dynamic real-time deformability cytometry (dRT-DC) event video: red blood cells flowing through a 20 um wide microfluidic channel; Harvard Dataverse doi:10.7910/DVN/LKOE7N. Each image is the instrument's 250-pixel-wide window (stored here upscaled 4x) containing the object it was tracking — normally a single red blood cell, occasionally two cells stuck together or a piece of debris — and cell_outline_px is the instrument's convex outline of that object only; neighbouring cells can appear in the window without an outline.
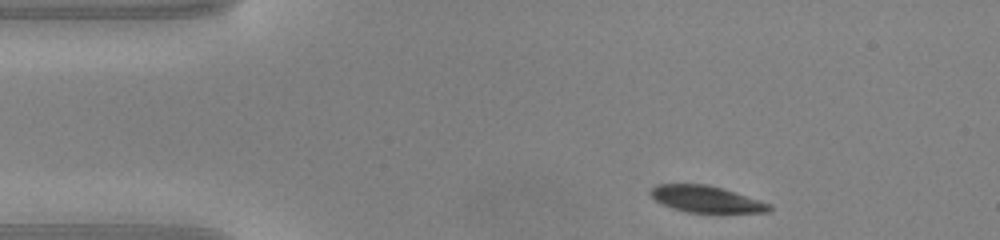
{"species": "common noctule bat (a hibernating species)", "species_latin": "Nyctalus noctula", "temperature_condition": "warm", "stored_images_in_passage": 42, "camera_frame_rate_fps": 3000, "um_per_image_px": 0.085, "animal": {"sex": "male", "body_mass_g": 20.0, "forearm_length_mm": 53.3}, "frame": {"image": 1, "passage_image": 1, "time_ms": 0.0, "image_size_px": [1000, 240], "cell_outline_px": [[772, 208], [768, 212], [688, 212], [672, 208], [656, 200], [648, 192], [656, 184], [708, 184], [736, 192], [772, 204]], "centroid_in_image_um": [60.04, 16.91], "position_along_channel_um": 25.0, "area_um2": 18.26}}
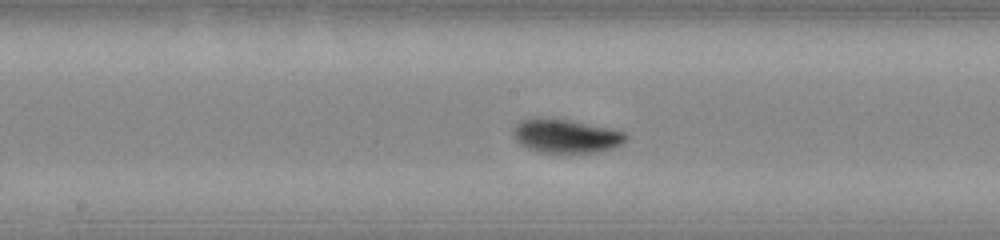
{"frame": {"image": 2, "passage_image": 18, "time_ms": 5.667, "image_size_px": [1000, 240], "cell_outline_px": [[628, 136], [620, 144], [612, 148], [596, 152], [540, 152], [528, 148], [520, 144], [516, 140], [512, 132], [512, 128], [520, 120], [532, 116], [540, 116], [568, 120], [608, 128], [624, 132]], "centroid_in_image_um": [48.01, 11.53], "position_along_channel_um": 200.2, "area_um2": 22.14}}
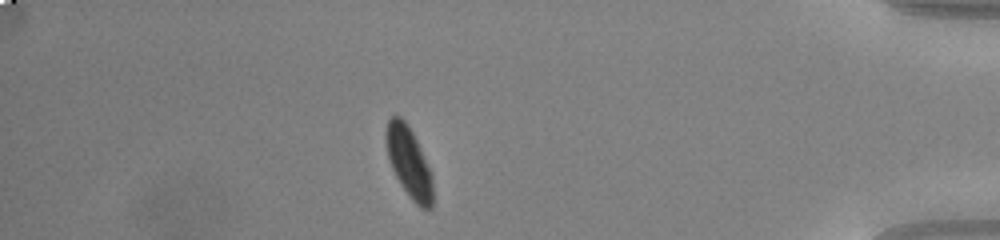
{"frame": {"image": 3, "passage_image": 36, "time_ms": 11.667, "image_size_px": [1000, 240], "cell_outline_px": [[432, 208], [420, 208], [412, 200], [400, 184], [392, 168], [388, 156], [384, 136], [384, 132], [388, 120], [392, 116], [400, 116], [408, 124], [420, 148], [432, 176]], "centroid_in_image_um": [34.73, 13.77], "position_along_channel_um": 400.5, "area_um2": 19.02}, "authors_computed_cell_mechanics": {"area_um2": 20.2589, "velocity_mm_per_s": 4.1152, "shape_relaxation_time_tau1_ms": 2.3684, "shape_relaxation_time_tau2_ms": 4.3191, "deformation_change_tau1": 0.1446, "deformation_change_tau2": 0.0591}}